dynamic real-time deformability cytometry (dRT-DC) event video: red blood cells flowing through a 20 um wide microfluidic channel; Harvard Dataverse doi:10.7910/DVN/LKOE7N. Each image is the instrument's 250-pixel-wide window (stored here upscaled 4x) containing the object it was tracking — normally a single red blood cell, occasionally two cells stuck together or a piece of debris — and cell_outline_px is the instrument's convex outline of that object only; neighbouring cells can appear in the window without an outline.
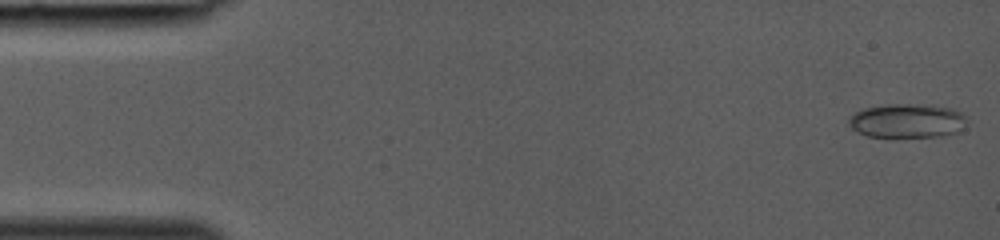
{"species": "common noctule bat (a hibernating species)", "species_latin": "Nyctalus noctula", "temperature_condition": "room temperature", "stored_images_in_passage": 39, "camera_frame_rate_fps": 3000, "um_per_image_px": 0.085, "animal": {"sex": "female", "body_mass_g": 19.0, "forearm_length_mm": 53.3}, "frame": {"image": 1, "passage_image": 1, "time_ms": 0.0, "image_size_px": [1000, 240], "cell_outline_px": [[968, 120], [964, 128], [960, 132], [940, 136], [868, 136], [852, 128], [848, 124], [848, 116], [864, 108], [888, 104], [932, 104], [952, 108], [960, 112]], "centroid_in_image_um": [77.15, 10.24], "position_along_channel_um": 7.8, "area_um2": 23.58}}
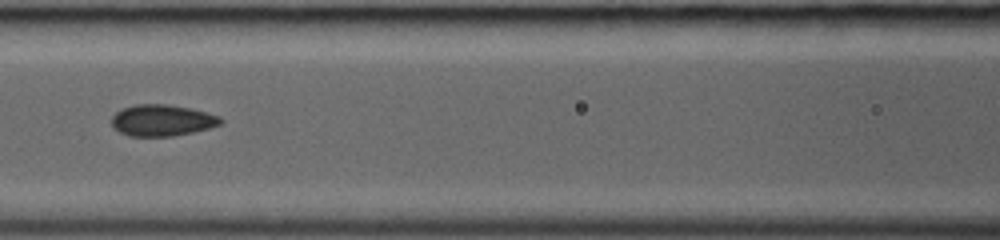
{"frame": {"image": 2, "passage_image": 18, "time_ms": 5.667, "image_size_px": [1000, 240], "cell_outline_px": [[224, 120], [220, 124], [208, 128], [192, 132], [172, 136], [128, 136], [112, 128], [112, 116], [120, 108], [136, 104], [168, 104], [188, 108], [220, 116]], "centroid_in_image_um": [13.73, 10.22], "position_along_channel_um": 152.9, "area_um2": 19.94}}
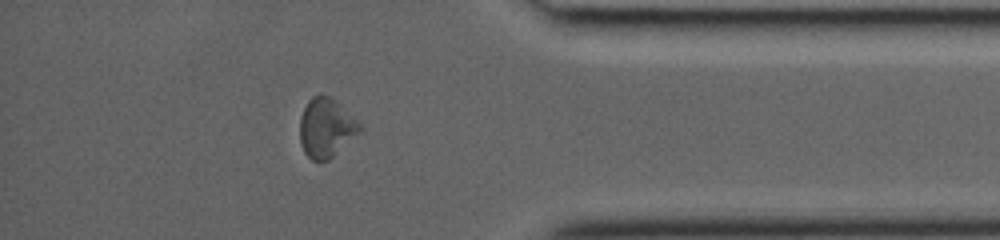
{"frame": {"image": 3, "passage_image": 34, "time_ms": 11.0, "image_size_px": [1000, 240], "cell_outline_px": [[364, 128], [360, 132], [328, 160], [320, 164], [312, 160], [304, 152], [300, 140], [300, 116], [308, 100], [312, 96], [320, 92], [336, 100]], "centroid_in_image_um": [27.7, 10.86], "position_along_channel_um": 407.5, "area_um2": 20.81}}